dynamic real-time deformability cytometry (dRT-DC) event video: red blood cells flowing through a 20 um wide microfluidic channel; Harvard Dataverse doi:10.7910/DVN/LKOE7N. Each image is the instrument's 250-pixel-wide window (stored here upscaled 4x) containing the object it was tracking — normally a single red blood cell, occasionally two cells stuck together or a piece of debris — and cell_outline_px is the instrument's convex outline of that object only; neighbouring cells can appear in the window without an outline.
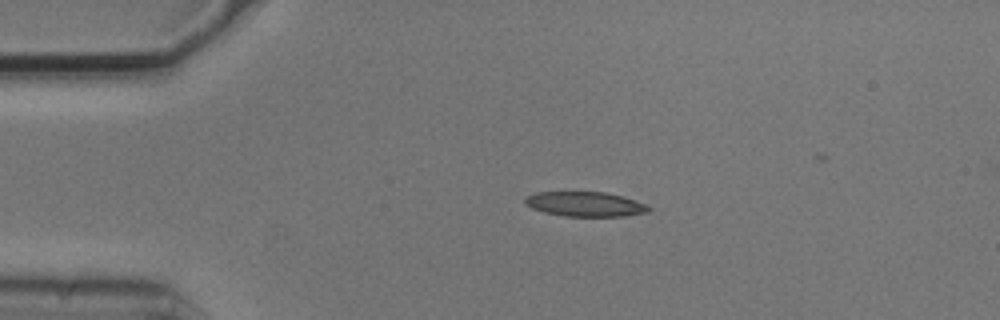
{"species": "common noctule bat (a hibernating species)", "species_latin": "Nyctalus noctula", "temperature_condition": "cold", "stored_images_in_passage": 2, "camera_frame_rate_fps": 3000, "um_per_image_px": 0.085, "animal": {"sex": "male", "body_mass_g": 20.5, "forearm_length_mm": 52.5}, "frame": {"image": 1, "passage_image": 1, "time_ms": 0.0, "image_size_px": [1000, 320], "cell_outline_px": [[652, 208], [648, 212], [624, 216], [564, 216], [544, 212], [532, 208], [524, 204], [524, 196], [536, 192], [604, 192], [636, 200]], "centroid_in_image_um": [49.69, 17.35], "position_along_channel_um": 35.3, "area_um2": 17.8}}